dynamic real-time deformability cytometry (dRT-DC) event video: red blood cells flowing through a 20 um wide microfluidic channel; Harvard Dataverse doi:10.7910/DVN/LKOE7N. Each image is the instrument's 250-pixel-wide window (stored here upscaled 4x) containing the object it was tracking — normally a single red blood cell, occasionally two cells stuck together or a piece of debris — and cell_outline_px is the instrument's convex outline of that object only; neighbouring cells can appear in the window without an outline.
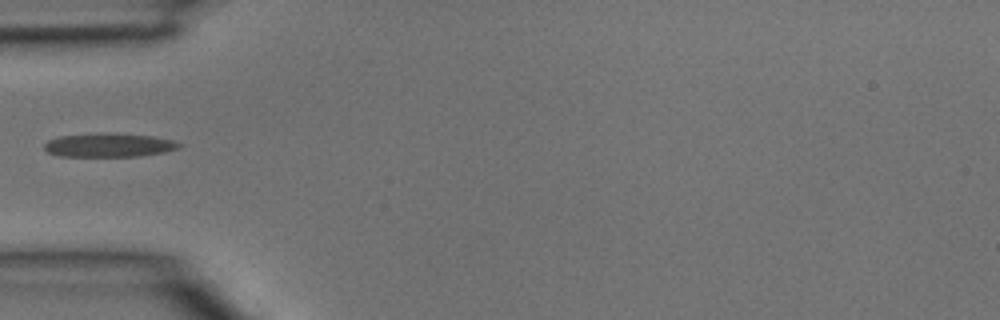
{"species": "common noctule bat (a hibernating species)", "species_latin": "Nyctalus noctula", "temperature_condition": "room temperature", "stored_images_in_passage": 3, "camera_frame_rate_fps": 3000, "um_per_image_px": 0.085, "animal": {"sex": "male", "body_mass_g": 15.6}, "frame": {"image": 1, "passage_image": 3, "time_ms": 0.667, "image_size_px": [1000, 320], "cell_outline_px": [[184, 144], [180, 148], [164, 152], [140, 156], [56, 156], [48, 152], [44, 148], [44, 144], [48, 140], [60, 136], [112, 132], [152, 136], [172, 140]], "centroid_in_image_um": [9.28, 12.33], "position_along_channel_um": 75.7, "area_um2": 18.79}}